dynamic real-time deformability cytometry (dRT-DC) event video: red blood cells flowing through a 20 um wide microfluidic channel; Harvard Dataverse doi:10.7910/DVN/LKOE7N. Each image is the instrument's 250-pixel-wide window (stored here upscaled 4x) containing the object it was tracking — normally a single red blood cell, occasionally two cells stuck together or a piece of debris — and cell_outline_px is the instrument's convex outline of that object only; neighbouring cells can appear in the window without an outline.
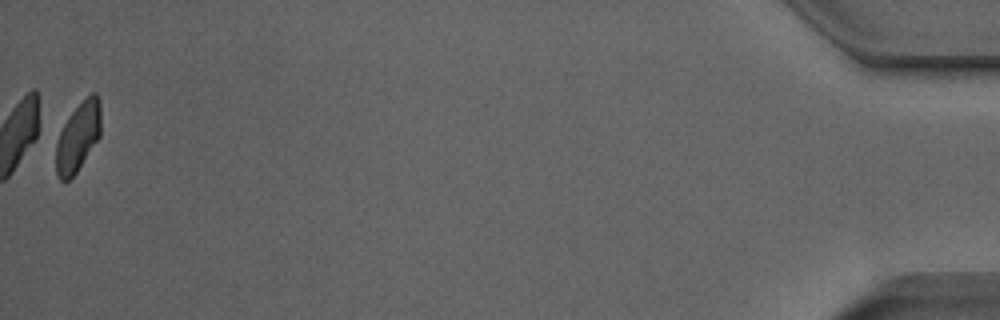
{"species": "Egyptian fruit bat (a non-hibernating species)", "species_latin": "Rousettus aegyptiacus", "temperature_condition": "room temperature", "stored_images_in_passage": 36, "camera_frame_rate_fps": 3000, "um_per_image_px": 0.085, "animal": {"sex": "male"}, "frame": {"image": 1, "passage_image": 36, "time_ms": 11.667, "image_size_px": [1000, 320], "cell_outline_px": [[100, 136], [76, 172], [68, 180], [60, 180], [56, 176], [56, 144], [60, 132], [64, 124], [72, 112], [92, 92], [96, 92], [100, 100]], "centroid_in_image_um": [6.63, 11.64], "position_along_channel_um": 428.6, "area_um2": 17.74}}